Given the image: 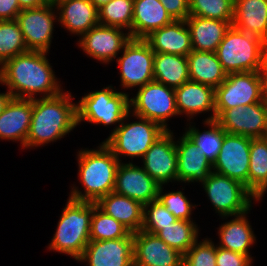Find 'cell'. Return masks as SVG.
I'll return each instance as SVG.
<instances>
[{
	"label": "cell",
	"mask_w": 267,
	"mask_h": 266,
	"mask_svg": "<svg viewBox=\"0 0 267 266\" xmlns=\"http://www.w3.org/2000/svg\"><path fill=\"white\" fill-rule=\"evenodd\" d=\"M154 81L176 89L189 78L187 56L155 53L153 64Z\"/></svg>",
	"instance_id": "4dcf8cb0"
},
{
	"label": "cell",
	"mask_w": 267,
	"mask_h": 266,
	"mask_svg": "<svg viewBox=\"0 0 267 266\" xmlns=\"http://www.w3.org/2000/svg\"><path fill=\"white\" fill-rule=\"evenodd\" d=\"M26 51L28 48L17 21H0V65Z\"/></svg>",
	"instance_id": "8d00e7d4"
},
{
	"label": "cell",
	"mask_w": 267,
	"mask_h": 266,
	"mask_svg": "<svg viewBox=\"0 0 267 266\" xmlns=\"http://www.w3.org/2000/svg\"><path fill=\"white\" fill-rule=\"evenodd\" d=\"M58 22L76 35H83L99 24L98 9L90 0H59L55 3Z\"/></svg>",
	"instance_id": "603a6c76"
},
{
	"label": "cell",
	"mask_w": 267,
	"mask_h": 266,
	"mask_svg": "<svg viewBox=\"0 0 267 266\" xmlns=\"http://www.w3.org/2000/svg\"><path fill=\"white\" fill-rule=\"evenodd\" d=\"M176 217L158 200L143 205V224L141 230L156 235L168 225L174 224Z\"/></svg>",
	"instance_id": "f35d334b"
},
{
	"label": "cell",
	"mask_w": 267,
	"mask_h": 266,
	"mask_svg": "<svg viewBox=\"0 0 267 266\" xmlns=\"http://www.w3.org/2000/svg\"><path fill=\"white\" fill-rule=\"evenodd\" d=\"M263 92L262 71L227 74L226 79L215 88V119L224 110L262 102Z\"/></svg>",
	"instance_id": "ba28073f"
},
{
	"label": "cell",
	"mask_w": 267,
	"mask_h": 266,
	"mask_svg": "<svg viewBox=\"0 0 267 266\" xmlns=\"http://www.w3.org/2000/svg\"><path fill=\"white\" fill-rule=\"evenodd\" d=\"M248 190L262 200L267 191V141L263 138H251Z\"/></svg>",
	"instance_id": "1f68e13d"
},
{
	"label": "cell",
	"mask_w": 267,
	"mask_h": 266,
	"mask_svg": "<svg viewBox=\"0 0 267 266\" xmlns=\"http://www.w3.org/2000/svg\"><path fill=\"white\" fill-rule=\"evenodd\" d=\"M185 22L190 31L192 50L216 52L233 21L189 16Z\"/></svg>",
	"instance_id": "484cf974"
},
{
	"label": "cell",
	"mask_w": 267,
	"mask_h": 266,
	"mask_svg": "<svg viewBox=\"0 0 267 266\" xmlns=\"http://www.w3.org/2000/svg\"><path fill=\"white\" fill-rule=\"evenodd\" d=\"M263 75L267 77V56L263 59Z\"/></svg>",
	"instance_id": "681fc988"
},
{
	"label": "cell",
	"mask_w": 267,
	"mask_h": 266,
	"mask_svg": "<svg viewBox=\"0 0 267 266\" xmlns=\"http://www.w3.org/2000/svg\"><path fill=\"white\" fill-rule=\"evenodd\" d=\"M47 53L28 50L5 61L0 66V84H5L14 98L33 100L37 93H42V98L60 94L63 90L45 56Z\"/></svg>",
	"instance_id": "6da1fadb"
},
{
	"label": "cell",
	"mask_w": 267,
	"mask_h": 266,
	"mask_svg": "<svg viewBox=\"0 0 267 266\" xmlns=\"http://www.w3.org/2000/svg\"><path fill=\"white\" fill-rule=\"evenodd\" d=\"M129 105L130 111L133 110V116L154 121L165 130H169L167 120L172 116L179 115L174 89L156 81L138 88L136 96L129 99Z\"/></svg>",
	"instance_id": "30bf717a"
},
{
	"label": "cell",
	"mask_w": 267,
	"mask_h": 266,
	"mask_svg": "<svg viewBox=\"0 0 267 266\" xmlns=\"http://www.w3.org/2000/svg\"><path fill=\"white\" fill-rule=\"evenodd\" d=\"M248 212L233 216L228 222L219 227L220 243L218 247L247 255L251 260L249 247L254 244L256 237L252 227L245 217Z\"/></svg>",
	"instance_id": "f1b7e54d"
},
{
	"label": "cell",
	"mask_w": 267,
	"mask_h": 266,
	"mask_svg": "<svg viewBox=\"0 0 267 266\" xmlns=\"http://www.w3.org/2000/svg\"><path fill=\"white\" fill-rule=\"evenodd\" d=\"M32 110L33 100L12 97L0 114V139L20 141L26 148Z\"/></svg>",
	"instance_id": "ffe728a7"
},
{
	"label": "cell",
	"mask_w": 267,
	"mask_h": 266,
	"mask_svg": "<svg viewBox=\"0 0 267 266\" xmlns=\"http://www.w3.org/2000/svg\"><path fill=\"white\" fill-rule=\"evenodd\" d=\"M177 181L203 183L213 170V165L198 147L185 135L176 142Z\"/></svg>",
	"instance_id": "44dd1931"
},
{
	"label": "cell",
	"mask_w": 267,
	"mask_h": 266,
	"mask_svg": "<svg viewBox=\"0 0 267 266\" xmlns=\"http://www.w3.org/2000/svg\"><path fill=\"white\" fill-rule=\"evenodd\" d=\"M264 101L267 104V77H264Z\"/></svg>",
	"instance_id": "f907efd6"
},
{
	"label": "cell",
	"mask_w": 267,
	"mask_h": 266,
	"mask_svg": "<svg viewBox=\"0 0 267 266\" xmlns=\"http://www.w3.org/2000/svg\"><path fill=\"white\" fill-rule=\"evenodd\" d=\"M232 26L261 37L267 27V0H234Z\"/></svg>",
	"instance_id": "f546056e"
},
{
	"label": "cell",
	"mask_w": 267,
	"mask_h": 266,
	"mask_svg": "<svg viewBox=\"0 0 267 266\" xmlns=\"http://www.w3.org/2000/svg\"><path fill=\"white\" fill-rule=\"evenodd\" d=\"M133 233L125 238L90 241L77 261L89 266H134Z\"/></svg>",
	"instance_id": "ac0fdd59"
},
{
	"label": "cell",
	"mask_w": 267,
	"mask_h": 266,
	"mask_svg": "<svg viewBox=\"0 0 267 266\" xmlns=\"http://www.w3.org/2000/svg\"><path fill=\"white\" fill-rule=\"evenodd\" d=\"M251 263L247 255L216 246V266H252Z\"/></svg>",
	"instance_id": "b9f144b4"
},
{
	"label": "cell",
	"mask_w": 267,
	"mask_h": 266,
	"mask_svg": "<svg viewBox=\"0 0 267 266\" xmlns=\"http://www.w3.org/2000/svg\"><path fill=\"white\" fill-rule=\"evenodd\" d=\"M216 213L221 217L235 216L250 211L257 198L240 181L211 172L202 183Z\"/></svg>",
	"instance_id": "9c48e42d"
},
{
	"label": "cell",
	"mask_w": 267,
	"mask_h": 266,
	"mask_svg": "<svg viewBox=\"0 0 267 266\" xmlns=\"http://www.w3.org/2000/svg\"><path fill=\"white\" fill-rule=\"evenodd\" d=\"M215 53L227 74L263 71L260 37L233 26L227 31Z\"/></svg>",
	"instance_id": "5b68a950"
},
{
	"label": "cell",
	"mask_w": 267,
	"mask_h": 266,
	"mask_svg": "<svg viewBox=\"0 0 267 266\" xmlns=\"http://www.w3.org/2000/svg\"><path fill=\"white\" fill-rule=\"evenodd\" d=\"M178 114L192 116L202 112L212 111L206 120H215V89L211 86L188 80L174 89Z\"/></svg>",
	"instance_id": "7402d4cb"
},
{
	"label": "cell",
	"mask_w": 267,
	"mask_h": 266,
	"mask_svg": "<svg viewBox=\"0 0 267 266\" xmlns=\"http://www.w3.org/2000/svg\"><path fill=\"white\" fill-rule=\"evenodd\" d=\"M68 91L33 99L32 119L26 148L43 146L63 138L77 126L76 103Z\"/></svg>",
	"instance_id": "7a4b0ae2"
},
{
	"label": "cell",
	"mask_w": 267,
	"mask_h": 266,
	"mask_svg": "<svg viewBox=\"0 0 267 266\" xmlns=\"http://www.w3.org/2000/svg\"><path fill=\"white\" fill-rule=\"evenodd\" d=\"M167 245L184 255L198 240V227L193 221L178 220L156 234Z\"/></svg>",
	"instance_id": "836d02e7"
},
{
	"label": "cell",
	"mask_w": 267,
	"mask_h": 266,
	"mask_svg": "<svg viewBox=\"0 0 267 266\" xmlns=\"http://www.w3.org/2000/svg\"><path fill=\"white\" fill-rule=\"evenodd\" d=\"M11 98L12 95L9 91H6V93H0V114L5 109Z\"/></svg>",
	"instance_id": "bcb514c9"
},
{
	"label": "cell",
	"mask_w": 267,
	"mask_h": 266,
	"mask_svg": "<svg viewBox=\"0 0 267 266\" xmlns=\"http://www.w3.org/2000/svg\"><path fill=\"white\" fill-rule=\"evenodd\" d=\"M204 122L210 127L208 128L209 130L201 132L190 125L184 134L204 153L205 157L213 165L223 144L224 135L227 132L216 120H205Z\"/></svg>",
	"instance_id": "d6a6232c"
},
{
	"label": "cell",
	"mask_w": 267,
	"mask_h": 266,
	"mask_svg": "<svg viewBox=\"0 0 267 266\" xmlns=\"http://www.w3.org/2000/svg\"><path fill=\"white\" fill-rule=\"evenodd\" d=\"M189 78L201 84L217 88L227 77L215 52L192 50L187 55Z\"/></svg>",
	"instance_id": "83f0119b"
},
{
	"label": "cell",
	"mask_w": 267,
	"mask_h": 266,
	"mask_svg": "<svg viewBox=\"0 0 267 266\" xmlns=\"http://www.w3.org/2000/svg\"><path fill=\"white\" fill-rule=\"evenodd\" d=\"M21 11L18 0H0V21L15 20Z\"/></svg>",
	"instance_id": "ee69618b"
},
{
	"label": "cell",
	"mask_w": 267,
	"mask_h": 266,
	"mask_svg": "<svg viewBox=\"0 0 267 266\" xmlns=\"http://www.w3.org/2000/svg\"><path fill=\"white\" fill-rule=\"evenodd\" d=\"M260 43H261V52L264 59L267 56V27L265 29L264 34L260 37Z\"/></svg>",
	"instance_id": "7dc6e473"
},
{
	"label": "cell",
	"mask_w": 267,
	"mask_h": 266,
	"mask_svg": "<svg viewBox=\"0 0 267 266\" xmlns=\"http://www.w3.org/2000/svg\"><path fill=\"white\" fill-rule=\"evenodd\" d=\"M160 0H134L131 38L145 39L153 31L171 23Z\"/></svg>",
	"instance_id": "d4e9b609"
},
{
	"label": "cell",
	"mask_w": 267,
	"mask_h": 266,
	"mask_svg": "<svg viewBox=\"0 0 267 266\" xmlns=\"http://www.w3.org/2000/svg\"><path fill=\"white\" fill-rule=\"evenodd\" d=\"M20 8L30 9V8H38L49 3L47 0H18Z\"/></svg>",
	"instance_id": "f6af8a7d"
},
{
	"label": "cell",
	"mask_w": 267,
	"mask_h": 266,
	"mask_svg": "<svg viewBox=\"0 0 267 266\" xmlns=\"http://www.w3.org/2000/svg\"><path fill=\"white\" fill-rule=\"evenodd\" d=\"M122 30L124 29L97 24L81 35L78 45L89 57L108 64L131 39L130 33L124 34Z\"/></svg>",
	"instance_id": "9a60e30c"
},
{
	"label": "cell",
	"mask_w": 267,
	"mask_h": 266,
	"mask_svg": "<svg viewBox=\"0 0 267 266\" xmlns=\"http://www.w3.org/2000/svg\"><path fill=\"white\" fill-rule=\"evenodd\" d=\"M97 9L102 7L104 4L109 3L111 0H90Z\"/></svg>",
	"instance_id": "c3c4849f"
},
{
	"label": "cell",
	"mask_w": 267,
	"mask_h": 266,
	"mask_svg": "<svg viewBox=\"0 0 267 266\" xmlns=\"http://www.w3.org/2000/svg\"><path fill=\"white\" fill-rule=\"evenodd\" d=\"M130 233L120 222L103 212L94 203L91 218L90 241L125 238Z\"/></svg>",
	"instance_id": "d590c367"
},
{
	"label": "cell",
	"mask_w": 267,
	"mask_h": 266,
	"mask_svg": "<svg viewBox=\"0 0 267 266\" xmlns=\"http://www.w3.org/2000/svg\"><path fill=\"white\" fill-rule=\"evenodd\" d=\"M215 120L228 134L263 138L267 133V104L263 100L227 109Z\"/></svg>",
	"instance_id": "4fadbf2b"
},
{
	"label": "cell",
	"mask_w": 267,
	"mask_h": 266,
	"mask_svg": "<svg viewBox=\"0 0 267 266\" xmlns=\"http://www.w3.org/2000/svg\"><path fill=\"white\" fill-rule=\"evenodd\" d=\"M160 185L143 169L129 163H119L114 192L145 205L157 199Z\"/></svg>",
	"instance_id": "d6986e66"
},
{
	"label": "cell",
	"mask_w": 267,
	"mask_h": 266,
	"mask_svg": "<svg viewBox=\"0 0 267 266\" xmlns=\"http://www.w3.org/2000/svg\"><path fill=\"white\" fill-rule=\"evenodd\" d=\"M134 0H111L98 9L99 24L131 31Z\"/></svg>",
	"instance_id": "e575fe53"
},
{
	"label": "cell",
	"mask_w": 267,
	"mask_h": 266,
	"mask_svg": "<svg viewBox=\"0 0 267 266\" xmlns=\"http://www.w3.org/2000/svg\"><path fill=\"white\" fill-rule=\"evenodd\" d=\"M173 133L167 130L143 156V169L160 185L177 181V151Z\"/></svg>",
	"instance_id": "2e32d148"
},
{
	"label": "cell",
	"mask_w": 267,
	"mask_h": 266,
	"mask_svg": "<svg viewBox=\"0 0 267 266\" xmlns=\"http://www.w3.org/2000/svg\"><path fill=\"white\" fill-rule=\"evenodd\" d=\"M189 16L233 21L234 0H189Z\"/></svg>",
	"instance_id": "74e56055"
},
{
	"label": "cell",
	"mask_w": 267,
	"mask_h": 266,
	"mask_svg": "<svg viewBox=\"0 0 267 266\" xmlns=\"http://www.w3.org/2000/svg\"><path fill=\"white\" fill-rule=\"evenodd\" d=\"M93 209V202L68 198L48 249L78 260L90 242Z\"/></svg>",
	"instance_id": "277c9868"
},
{
	"label": "cell",
	"mask_w": 267,
	"mask_h": 266,
	"mask_svg": "<svg viewBox=\"0 0 267 266\" xmlns=\"http://www.w3.org/2000/svg\"><path fill=\"white\" fill-rule=\"evenodd\" d=\"M250 145V137L226 133L213 172L238 180L248 188Z\"/></svg>",
	"instance_id": "5bb4252c"
},
{
	"label": "cell",
	"mask_w": 267,
	"mask_h": 266,
	"mask_svg": "<svg viewBox=\"0 0 267 266\" xmlns=\"http://www.w3.org/2000/svg\"><path fill=\"white\" fill-rule=\"evenodd\" d=\"M112 88V89H111ZM77 125L81 121L105 126L123 122L130 116L129 95L113 90V86L93 91L76 104Z\"/></svg>",
	"instance_id": "8992f818"
},
{
	"label": "cell",
	"mask_w": 267,
	"mask_h": 266,
	"mask_svg": "<svg viewBox=\"0 0 267 266\" xmlns=\"http://www.w3.org/2000/svg\"><path fill=\"white\" fill-rule=\"evenodd\" d=\"M53 9H56L55 4L49 2L42 7L23 9L17 15L15 20L21 29L28 50L49 51L54 22L58 20Z\"/></svg>",
	"instance_id": "7c38bea8"
},
{
	"label": "cell",
	"mask_w": 267,
	"mask_h": 266,
	"mask_svg": "<svg viewBox=\"0 0 267 266\" xmlns=\"http://www.w3.org/2000/svg\"><path fill=\"white\" fill-rule=\"evenodd\" d=\"M134 266H183V255L157 235L143 230L133 233Z\"/></svg>",
	"instance_id": "e0dca14e"
},
{
	"label": "cell",
	"mask_w": 267,
	"mask_h": 266,
	"mask_svg": "<svg viewBox=\"0 0 267 266\" xmlns=\"http://www.w3.org/2000/svg\"><path fill=\"white\" fill-rule=\"evenodd\" d=\"M96 205L120 222L131 233L138 232L143 224V205L132 198L113 192L101 197Z\"/></svg>",
	"instance_id": "4316f807"
},
{
	"label": "cell",
	"mask_w": 267,
	"mask_h": 266,
	"mask_svg": "<svg viewBox=\"0 0 267 266\" xmlns=\"http://www.w3.org/2000/svg\"><path fill=\"white\" fill-rule=\"evenodd\" d=\"M123 55L117 58L120 68L121 86L125 88L142 87L154 81V54L145 39L131 38L123 49Z\"/></svg>",
	"instance_id": "8fae6325"
},
{
	"label": "cell",
	"mask_w": 267,
	"mask_h": 266,
	"mask_svg": "<svg viewBox=\"0 0 267 266\" xmlns=\"http://www.w3.org/2000/svg\"><path fill=\"white\" fill-rule=\"evenodd\" d=\"M145 40L155 53L187 56L192 51L190 31L185 20H173L153 31Z\"/></svg>",
	"instance_id": "cb8c5ba5"
},
{
	"label": "cell",
	"mask_w": 267,
	"mask_h": 266,
	"mask_svg": "<svg viewBox=\"0 0 267 266\" xmlns=\"http://www.w3.org/2000/svg\"><path fill=\"white\" fill-rule=\"evenodd\" d=\"M162 192L163 187L160 186L157 199L176 217L177 220L192 221L190 215L195 205L193 206L189 200H187L182 191H172L166 194H162Z\"/></svg>",
	"instance_id": "60d3db41"
},
{
	"label": "cell",
	"mask_w": 267,
	"mask_h": 266,
	"mask_svg": "<svg viewBox=\"0 0 267 266\" xmlns=\"http://www.w3.org/2000/svg\"><path fill=\"white\" fill-rule=\"evenodd\" d=\"M77 156L79 181L84 187V194L73 187L70 199L96 203L114 191L120 161L103 142L97 149H81Z\"/></svg>",
	"instance_id": "3957f363"
},
{
	"label": "cell",
	"mask_w": 267,
	"mask_h": 266,
	"mask_svg": "<svg viewBox=\"0 0 267 266\" xmlns=\"http://www.w3.org/2000/svg\"><path fill=\"white\" fill-rule=\"evenodd\" d=\"M173 20H186L189 17V0H160Z\"/></svg>",
	"instance_id": "7bdbcfd3"
},
{
	"label": "cell",
	"mask_w": 267,
	"mask_h": 266,
	"mask_svg": "<svg viewBox=\"0 0 267 266\" xmlns=\"http://www.w3.org/2000/svg\"><path fill=\"white\" fill-rule=\"evenodd\" d=\"M134 117L140 120L125 124L123 120L103 142L120 162V155L143 158L152 144L167 131L154 121Z\"/></svg>",
	"instance_id": "52a82bcc"
},
{
	"label": "cell",
	"mask_w": 267,
	"mask_h": 266,
	"mask_svg": "<svg viewBox=\"0 0 267 266\" xmlns=\"http://www.w3.org/2000/svg\"><path fill=\"white\" fill-rule=\"evenodd\" d=\"M183 266H216V246L209 239L198 240L183 255Z\"/></svg>",
	"instance_id": "ab89813d"
},
{
	"label": "cell",
	"mask_w": 267,
	"mask_h": 266,
	"mask_svg": "<svg viewBox=\"0 0 267 266\" xmlns=\"http://www.w3.org/2000/svg\"><path fill=\"white\" fill-rule=\"evenodd\" d=\"M264 138L266 139V141H267V133L264 135Z\"/></svg>",
	"instance_id": "f5cc1de1"
},
{
	"label": "cell",
	"mask_w": 267,
	"mask_h": 266,
	"mask_svg": "<svg viewBox=\"0 0 267 266\" xmlns=\"http://www.w3.org/2000/svg\"><path fill=\"white\" fill-rule=\"evenodd\" d=\"M48 2H52V3H54L55 4V0H47Z\"/></svg>",
	"instance_id": "816d5d0a"
}]
</instances>
